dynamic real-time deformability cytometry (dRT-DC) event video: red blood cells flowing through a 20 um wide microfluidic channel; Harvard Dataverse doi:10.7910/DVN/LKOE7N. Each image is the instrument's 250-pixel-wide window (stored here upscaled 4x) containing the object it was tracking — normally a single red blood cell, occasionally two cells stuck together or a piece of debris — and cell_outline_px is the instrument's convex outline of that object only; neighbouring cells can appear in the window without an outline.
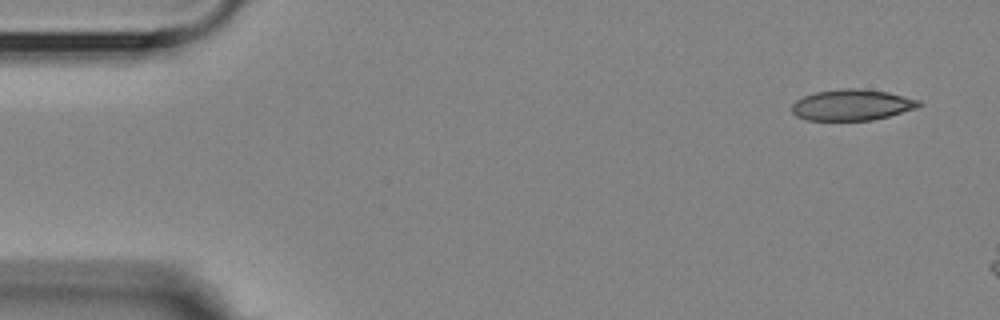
{"species": "Egyptian fruit bat (a non-hibernating species)", "species_latin": "Rousettus aegyptiacus", "temperature_condition": "room temperature", "stored_images_in_passage": 3, "camera_frame_rate_fps": 3000, "um_per_image_px": 0.085, "animal": {"sex": "female"}, "frame": {"image": 1, "passage_image": 1, "time_ms": 0.0, "image_size_px": [1000, 320], "cell_outline_px": [[924, 104], [916, 108], [888, 116], [872, 120], [808, 120], [796, 116], [792, 112], [792, 104], [796, 100], [804, 96], [816, 92], [840, 88], [860, 88], [888, 92], [920, 100]], "centroid_in_image_um": [72.42, 8.91], "position_along_channel_um": 12.6, "area_um2": 23.0}}